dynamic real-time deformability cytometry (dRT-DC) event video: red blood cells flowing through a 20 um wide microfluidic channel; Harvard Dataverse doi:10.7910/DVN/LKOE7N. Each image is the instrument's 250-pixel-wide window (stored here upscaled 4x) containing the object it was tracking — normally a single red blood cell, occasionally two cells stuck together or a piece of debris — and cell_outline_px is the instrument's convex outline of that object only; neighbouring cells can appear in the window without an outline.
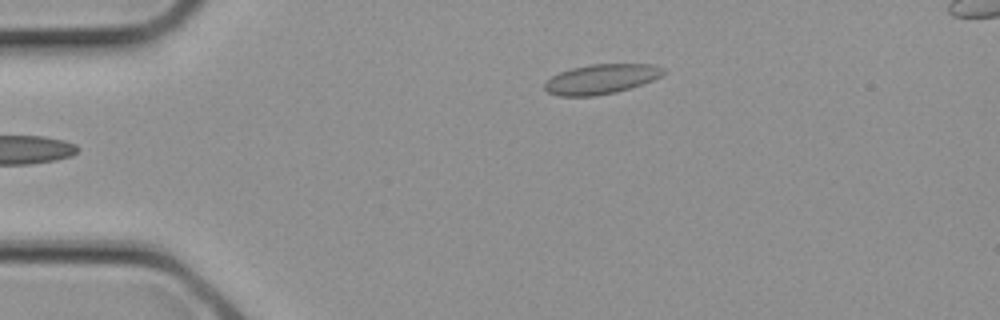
{"species": "common noctule bat (a hibernating species)", "species_latin": "Nyctalus noctula", "temperature_condition": "cold", "stored_images_in_passage": 3, "camera_frame_rate_fps": 3000, "um_per_image_px": 0.085, "animal": {"sex": "female", "body_mass_g": 21.9}, "frame": {"image": 1, "passage_image": 2, "time_ms": 0.333, "image_size_px": [1000, 320], "cell_outline_px": [[668, 72], [652, 80], [616, 92], [596, 96], [556, 96], [548, 92], [544, 88], [544, 84], [552, 76], [560, 72], [572, 68], [592, 64], [652, 64], [664, 68]], "centroid_in_image_um": [51.1, 6.72], "position_along_channel_um": 33.9, "area_um2": 20.52}}